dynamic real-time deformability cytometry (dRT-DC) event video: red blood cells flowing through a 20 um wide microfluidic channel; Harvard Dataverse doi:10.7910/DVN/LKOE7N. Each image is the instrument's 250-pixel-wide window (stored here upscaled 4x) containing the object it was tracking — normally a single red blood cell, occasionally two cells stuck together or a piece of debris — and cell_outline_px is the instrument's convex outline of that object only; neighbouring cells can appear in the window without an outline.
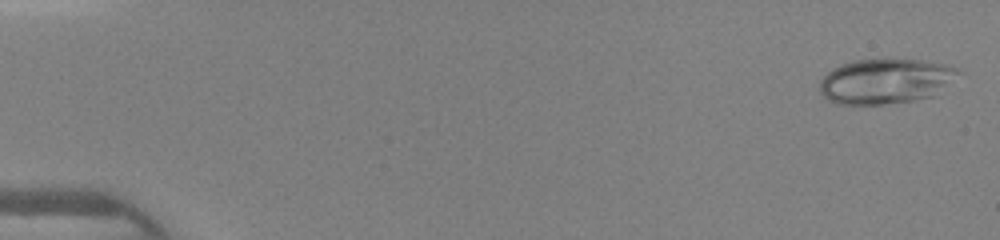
{"species": "human", "species_latin": "Homo sapiens", "temperature_condition": "warm", "stored_images_in_passage": 9, "camera_frame_rate_fps": 3000, "um_per_image_px": 0.085, "donor": {"sex": "female"}, "frame": {"image": 1, "passage_image": 1, "time_ms": 0.0, "image_size_px": [1000, 240], "cell_outline_px": [[960, 72], [936, 96], [916, 100], [884, 104], [836, 104], [828, 100], [820, 92], [820, 80], [832, 68], [840, 64], [852, 60], [884, 56], [920, 60], [944, 64], [956, 68]], "centroid_in_image_um": [75.25, 6.86], "position_along_channel_um": 9.8, "area_um2": 37.22}}